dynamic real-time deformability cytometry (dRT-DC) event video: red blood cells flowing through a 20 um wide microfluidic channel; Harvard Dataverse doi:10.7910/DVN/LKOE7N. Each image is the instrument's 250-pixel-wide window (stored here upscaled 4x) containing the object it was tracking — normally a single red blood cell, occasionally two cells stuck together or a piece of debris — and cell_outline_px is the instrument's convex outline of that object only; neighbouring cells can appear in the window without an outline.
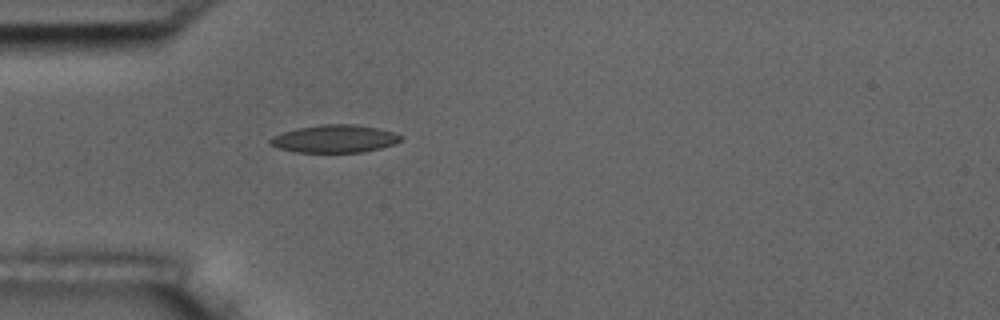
{"species": "common noctule bat (a hibernating species)", "species_latin": "Nyctalus noctula", "temperature_condition": "room temperature", "stored_images_in_passage": 39, "camera_frame_rate_fps": 3000, "um_per_image_px": 0.085, "animal": {"sex": "male", "body_mass_g": 17.5, "forearm_length_mm": 52.3}, "frame": {"image": 1, "passage_image": 1, "time_ms": 0.0, "image_size_px": [1000, 320], "cell_outline_px": [[400, 140], [392, 144], [380, 148], [364, 152], [296, 152], [276, 148], [268, 144], [268, 140], [272, 136], [296, 128], [320, 124], [356, 124], [376, 128], [392, 132], [400, 136]], "centroid_in_image_um": [28.35, 11.79], "position_along_channel_um": 56.6, "area_um2": 21.04}}
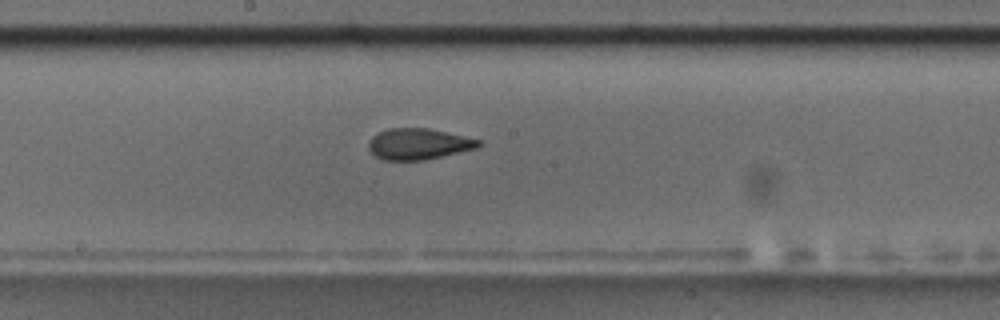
{"frame": {"image": 2, "passage_image": 14, "time_ms": 4.333, "image_size_px": [1000, 320], "cell_outline_px": [[484, 144], [476, 148], [424, 160], [384, 160], [376, 156], [368, 148], [368, 140], [372, 136], [388, 128], [428, 128], [484, 140]], "centroid_in_image_um": [35.6, 12.23], "position_along_channel_um": 212.6, "area_um2": 20.0}}
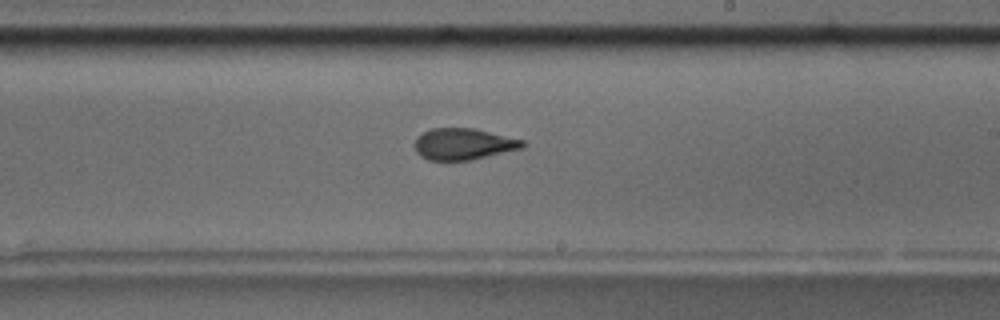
{"frame": {"image": 3, "passage_image": 17, "time_ms": 5.333, "image_size_px": [1000, 320], "cell_outline_px": [[524, 148], [472, 160], [428, 160], [420, 156], [416, 152], [412, 144], [416, 136], [432, 128], [476, 128], [524, 140]], "centroid_in_image_um": [39.37, 12.24], "position_along_channel_um": 249.6, "area_um2": 20.11}, "authors_computed_cell_mechanics": {"area_um2": 20.4034, "velocity_mm_per_s": 3.7163, "shape_relaxation_time_tau1_ms": 8.9893, "shape_relaxation_time_tau2_ms": 2.3172, "deformation_change_tau1": 0.2093, "deformation_change_tau2": 0.083}}